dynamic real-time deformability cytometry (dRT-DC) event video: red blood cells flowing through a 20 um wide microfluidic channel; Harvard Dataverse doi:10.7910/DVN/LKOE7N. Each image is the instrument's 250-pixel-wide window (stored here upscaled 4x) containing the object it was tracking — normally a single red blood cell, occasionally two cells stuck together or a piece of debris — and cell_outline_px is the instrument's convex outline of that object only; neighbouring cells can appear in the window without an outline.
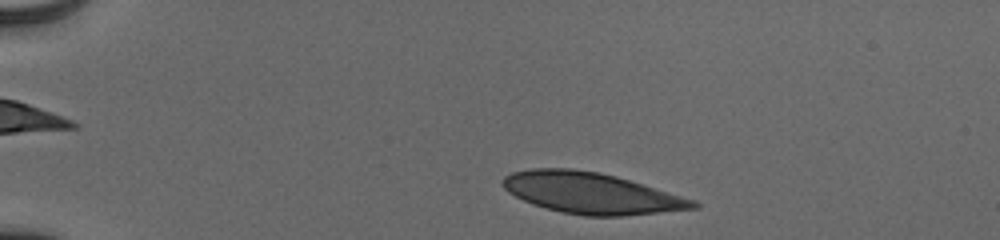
{"species": "human", "species_latin": "Homo sapiens", "temperature_condition": "cold", "stored_images_in_passage": 39, "camera_frame_rate_fps": 3000, "um_per_image_px": 0.085, "donor": {"sex": "male"}, "frame": {"image": 1, "passage_image": 2, "time_ms": 0.333, "image_size_px": [1000, 240], "cell_outline_px": [[700, 208], [624, 216], [584, 216], [544, 208], [532, 204], [508, 192], [500, 184], [500, 180], [504, 176], [512, 172], [532, 168], [572, 168], [600, 172], [616, 176], [696, 200], [700, 204]], "centroid_in_image_um": [50.25, 16.41], "position_along_channel_um": 34.8, "area_um2": 45.84}}
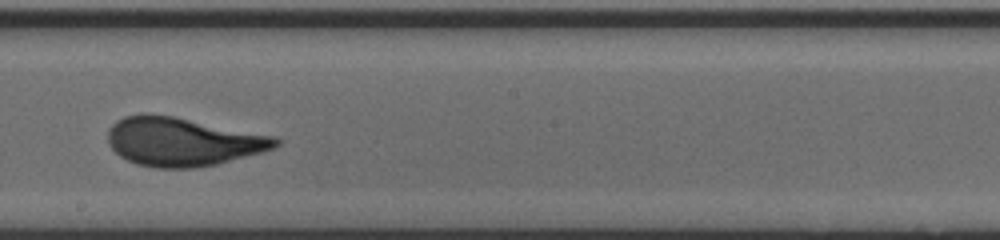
{"frame": {"image": 2, "passage_image": 23, "time_ms": 7.333, "image_size_px": [1000, 240], "cell_outline_px": [[280, 144], [264, 152], [216, 164], [192, 168], [156, 168], [136, 164], [120, 156], [108, 144], [108, 128], [116, 120], [124, 116], [144, 112], [148, 112], [172, 116], [276, 136], [280, 140]], "centroid_in_image_um": [15.5, 12.03], "position_along_channel_um": 232.7, "area_um2": 47.74}}
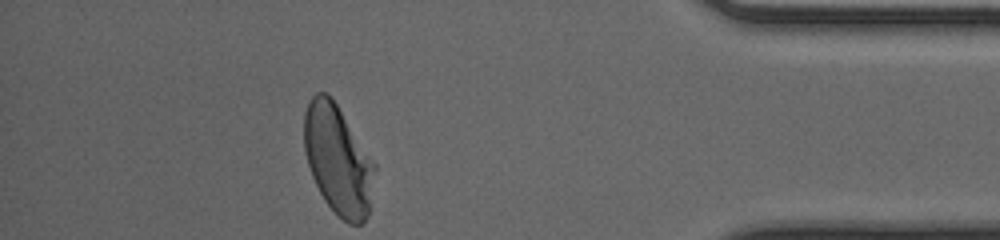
{"frame": {"image": 3, "passage_image": 39, "time_ms": 12.667, "image_size_px": [1000, 240], "cell_outline_px": [[376, 168], [368, 216], [360, 224], [348, 224], [324, 200], [312, 176], [304, 152], [304, 112], [308, 100], [316, 92], [328, 92], [376, 164]], "centroid_in_image_um": [28.72, 13.56], "position_along_channel_um": 406.5, "area_um2": 44.8}, "authors_computed_cell_mechanics": {"area_um2": 46.7602, "velocity_mm_per_s": 3.8874, "shape_relaxation_time_tau1_ms": 4.0316, "shape_relaxation_time_tau2_ms": null, "deformation_change_tau1": 0.1762, "deformation_change_tau2": null}}